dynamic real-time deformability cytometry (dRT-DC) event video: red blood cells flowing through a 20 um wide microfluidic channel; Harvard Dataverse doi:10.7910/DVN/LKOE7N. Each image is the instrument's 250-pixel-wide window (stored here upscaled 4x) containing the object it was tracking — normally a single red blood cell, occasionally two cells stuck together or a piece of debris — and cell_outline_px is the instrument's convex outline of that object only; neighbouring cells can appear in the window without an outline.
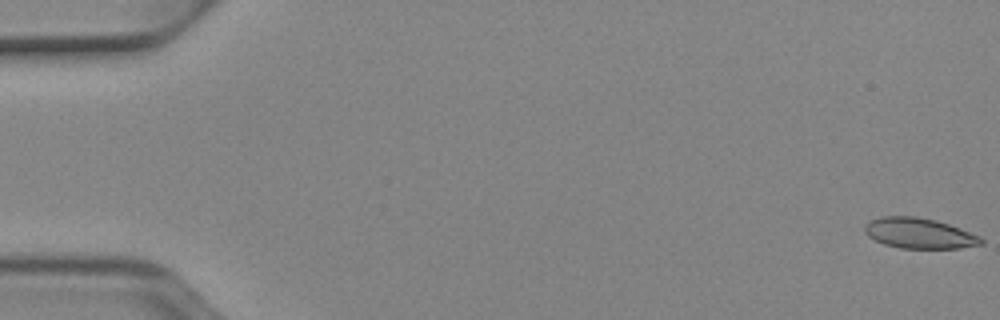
{"species": "Egyptian fruit bat (a non-hibernating species)", "species_latin": "Rousettus aegyptiacus", "temperature_condition": "cold", "stored_images_in_passage": 36, "camera_frame_rate_fps": 3000, "um_per_image_px": 0.085, "animal": {"sex": "female"}, "frame": {"image": 1, "passage_image": 1, "time_ms": 0.0, "image_size_px": [1000, 320], "cell_outline_px": [[984, 244], [960, 248], [900, 248], [884, 244], [868, 236], [864, 232], [864, 224], [880, 216], [916, 216], [936, 220], [960, 228], [980, 236], [984, 240]], "centroid_in_image_um": [78.14, 19.82], "position_along_channel_um": 6.9, "area_um2": 20.75}}
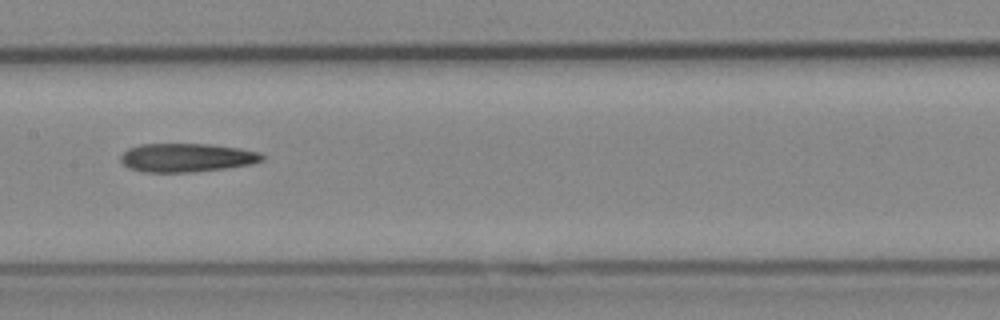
{"frame": {"image": 2, "passage_image": 14, "time_ms": 4.333, "image_size_px": [1000, 320], "cell_outline_px": [[264, 160], [252, 164], [224, 168], [192, 172], [144, 172], [128, 168], [120, 160], [120, 156], [128, 148], [140, 144], [208, 144], [240, 148], [260, 152], [264, 156]], "centroid_in_image_um": [15.87, 13.4], "position_along_channel_um": 191.5, "area_um2": 23.64}}
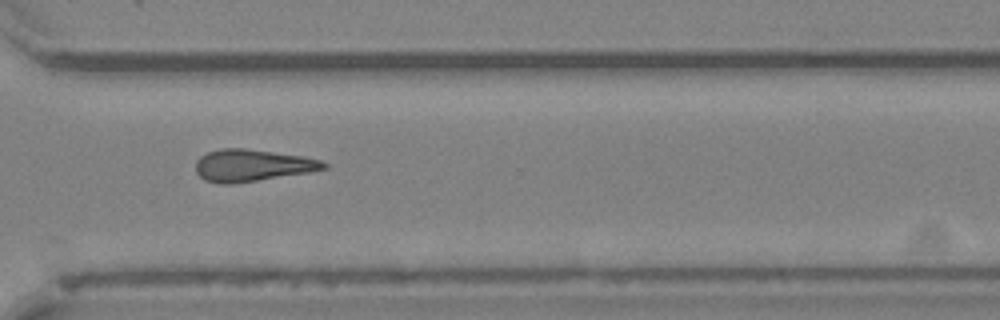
{"frame": {"image": 3, "passage_image": 26, "time_ms": 8.333, "image_size_px": [1000, 320], "cell_outline_px": [[328, 168], [308, 172], [232, 184], [220, 184], [204, 180], [196, 172], [196, 160], [200, 156], [208, 152], [220, 148], [244, 148], [304, 156], [320, 160], [328, 164]], "centroid_in_image_um": [21.41, 14.05], "position_along_channel_um": 349.2, "area_um2": 23.81}}